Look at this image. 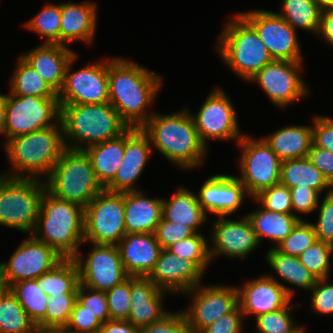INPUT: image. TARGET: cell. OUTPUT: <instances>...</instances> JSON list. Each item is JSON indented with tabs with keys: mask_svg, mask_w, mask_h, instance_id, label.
<instances>
[{
	"mask_svg": "<svg viewBox=\"0 0 333 333\" xmlns=\"http://www.w3.org/2000/svg\"><path fill=\"white\" fill-rule=\"evenodd\" d=\"M108 83L109 103L129 128H141L154 114L146 110L161 88V77L136 62L116 57L108 59Z\"/></svg>",
	"mask_w": 333,
	"mask_h": 333,
	"instance_id": "obj_1",
	"label": "cell"
},
{
	"mask_svg": "<svg viewBox=\"0 0 333 333\" xmlns=\"http://www.w3.org/2000/svg\"><path fill=\"white\" fill-rule=\"evenodd\" d=\"M154 146L179 169L200 167L206 157L207 146L201 141L188 108L172 114H154L141 127Z\"/></svg>",
	"mask_w": 333,
	"mask_h": 333,
	"instance_id": "obj_2",
	"label": "cell"
},
{
	"mask_svg": "<svg viewBox=\"0 0 333 333\" xmlns=\"http://www.w3.org/2000/svg\"><path fill=\"white\" fill-rule=\"evenodd\" d=\"M4 147L13 169L5 176L38 179L48 176L67 149L61 120L54 126L15 136L5 141Z\"/></svg>",
	"mask_w": 333,
	"mask_h": 333,
	"instance_id": "obj_3",
	"label": "cell"
},
{
	"mask_svg": "<svg viewBox=\"0 0 333 333\" xmlns=\"http://www.w3.org/2000/svg\"><path fill=\"white\" fill-rule=\"evenodd\" d=\"M60 107L65 144L69 149L85 150L119 137L129 129L109 102L60 104Z\"/></svg>",
	"mask_w": 333,
	"mask_h": 333,
	"instance_id": "obj_4",
	"label": "cell"
},
{
	"mask_svg": "<svg viewBox=\"0 0 333 333\" xmlns=\"http://www.w3.org/2000/svg\"><path fill=\"white\" fill-rule=\"evenodd\" d=\"M32 235L56 250L63 258H74L84 242V208L59 199L47 190Z\"/></svg>",
	"mask_w": 333,
	"mask_h": 333,
	"instance_id": "obj_5",
	"label": "cell"
},
{
	"mask_svg": "<svg viewBox=\"0 0 333 333\" xmlns=\"http://www.w3.org/2000/svg\"><path fill=\"white\" fill-rule=\"evenodd\" d=\"M226 23L215 49L227 67L249 81L273 58L254 27L240 13Z\"/></svg>",
	"mask_w": 333,
	"mask_h": 333,
	"instance_id": "obj_6",
	"label": "cell"
},
{
	"mask_svg": "<svg viewBox=\"0 0 333 333\" xmlns=\"http://www.w3.org/2000/svg\"><path fill=\"white\" fill-rule=\"evenodd\" d=\"M45 180L50 194L83 208L105 189L98 181L85 150L67 148Z\"/></svg>",
	"mask_w": 333,
	"mask_h": 333,
	"instance_id": "obj_7",
	"label": "cell"
},
{
	"mask_svg": "<svg viewBox=\"0 0 333 333\" xmlns=\"http://www.w3.org/2000/svg\"><path fill=\"white\" fill-rule=\"evenodd\" d=\"M46 184L38 178L0 175V225L32 234Z\"/></svg>",
	"mask_w": 333,
	"mask_h": 333,
	"instance_id": "obj_8",
	"label": "cell"
},
{
	"mask_svg": "<svg viewBox=\"0 0 333 333\" xmlns=\"http://www.w3.org/2000/svg\"><path fill=\"white\" fill-rule=\"evenodd\" d=\"M125 235L124 193L104 189L84 208V242L117 245Z\"/></svg>",
	"mask_w": 333,
	"mask_h": 333,
	"instance_id": "obj_9",
	"label": "cell"
},
{
	"mask_svg": "<svg viewBox=\"0 0 333 333\" xmlns=\"http://www.w3.org/2000/svg\"><path fill=\"white\" fill-rule=\"evenodd\" d=\"M58 98L19 96L9 92L5 108L4 136L7 140L56 125L60 121Z\"/></svg>",
	"mask_w": 333,
	"mask_h": 333,
	"instance_id": "obj_10",
	"label": "cell"
},
{
	"mask_svg": "<svg viewBox=\"0 0 333 333\" xmlns=\"http://www.w3.org/2000/svg\"><path fill=\"white\" fill-rule=\"evenodd\" d=\"M237 144L242 153L241 176L236 177L244 184L248 196L253 198L261 190L280 183L282 161L263 138L244 135Z\"/></svg>",
	"mask_w": 333,
	"mask_h": 333,
	"instance_id": "obj_11",
	"label": "cell"
},
{
	"mask_svg": "<svg viewBox=\"0 0 333 333\" xmlns=\"http://www.w3.org/2000/svg\"><path fill=\"white\" fill-rule=\"evenodd\" d=\"M77 54L68 62L64 83L58 92L60 104H101L109 102L108 59L70 71Z\"/></svg>",
	"mask_w": 333,
	"mask_h": 333,
	"instance_id": "obj_12",
	"label": "cell"
},
{
	"mask_svg": "<svg viewBox=\"0 0 333 333\" xmlns=\"http://www.w3.org/2000/svg\"><path fill=\"white\" fill-rule=\"evenodd\" d=\"M197 114L191 113L201 141L236 140L238 143L245 134L240 133L236 110L231 99L220 88L214 87Z\"/></svg>",
	"mask_w": 333,
	"mask_h": 333,
	"instance_id": "obj_13",
	"label": "cell"
},
{
	"mask_svg": "<svg viewBox=\"0 0 333 333\" xmlns=\"http://www.w3.org/2000/svg\"><path fill=\"white\" fill-rule=\"evenodd\" d=\"M256 30L273 60L303 62L297 31L275 12H239Z\"/></svg>",
	"mask_w": 333,
	"mask_h": 333,
	"instance_id": "obj_14",
	"label": "cell"
},
{
	"mask_svg": "<svg viewBox=\"0 0 333 333\" xmlns=\"http://www.w3.org/2000/svg\"><path fill=\"white\" fill-rule=\"evenodd\" d=\"M185 293L192 296V305L182 312L193 333H201L239 305L236 286L199 284Z\"/></svg>",
	"mask_w": 333,
	"mask_h": 333,
	"instance_id": "obj_15",
	"label": "cell"
},
{
	"mask_svg": "<svg viewBox=\"0 0 333 333\" xmlns=\"http://www.w3.org/2000/svg\"><path fill=\"white\" fill-rule=\"evenodd\" d=\"M63 259L56 250L31 234L21 242L8 262H0V272L10 286L22 280L38 278Z\"/></svg>",
	"mask_w": 333,
	"mask_h": 333,
	"instance_id": "obj_16",
	"label": "cell"
},
{
	"mask_svg": "<svg viewBox=\"0 0 333 333\" xmlns=\"http://www.w3.org/2000/svg\"><path fill=\"white\" fill-rule=\"evenodd\" d=\"M92 245L85 260L81 252L74 257L79 268L80 284L106 292L129 275L125 272L117 245Z\"/></svg>",
	"mask_w": 333,
	"mask_h": 333,
	"instance_id": "obj_17",
	"label": "cell"
},
{
	"mask_svg": "<svg viewBox=\"0 0 333 333\" xmlns=\"http://www.w3.org/2000/svg\"><path fill=\"white\" fill-rule=\"evenodd\" d=\"M302 64L303 62L273 60L250 78L249 82H257L275 106L285 108L310 93L299 74L303 69Z\"/></svg>",
	"mask_w": 333,
	"mask_h": 333,
	"instance_id": "obj_18",
	"label": "cell"
},
{
	"mask_svg": "<svg viewBox=\"0 0 333 333\" xmlns=\"http://www.w3.org/2000/svg\"><path fill=\"white\" fill-rule=\"evenodd\" d=\"M238 304L243 316H257L286 307L294 296V290L276 277L265 275L237 286Z\"/></svg>",
	"mask_w": 333,
	"mask_h": 333,
	"instance_id": "obj_19",
	"label": "cell"
},
{
	"mask_svg": "<svg viewBox=\"0 0 333 333\" xmlns=\"http://www.w3.org/2000/svg\"><path fill=\"white\" fill-rule=\"evenodd\" d=\"M218 218L213 221L212 229H209L213 231L210 240L212 247L209 245L211 261L218 255L244 259L259 246L260 243L247 215L238 220L226 219L225 216Z\"/></svg>",
	"mask_w": 333,
	"mask_h": 333,
	"instance_id": "obj_20",
	"label": "cell"
},
{
	"mask_svg": "<svg viewBox=\"0 0 333 333\" xmlns=\"http://www.w3.org/2000/svg\"><path fill=\"white\" fill-rule=\"evenodd\" d=\"M150 154H152V145L149 137L141 128H129L125 132L123 160L105 190L119 193L137 191L134 184L143 173Z\"/></svg>",
	"mask_w": 333,
	"mask_h": 333,
	"instance_id": "obj_21",
	"label": "cell"
},
{
	"mask_svg": "<svg viewBox=\"0 0 333 333\" xmlns=\"http://www.w3.org/2000/svg\"><path fill=\"white\" fill-rule=\"evenodd\" d=\"M205 274L193 261L162 249L154 269L147 276L161 290L185 293L202 282Z\"/></svg>",
	"mask_w": 333,
	"mask_h": 333,
	"instance_id": "obj_22",
	"label": "cell"
},
{
	"mask_svg": "<svg viewBox=\"0 0 333 333\" xmlns=\"http://www.w3.org/2000/svg\"><path fill=\"white\" fill-rule=\"evenodd\" d=\"M245 194L248 192L236 176L217 174L204 181L197 199L207 216L210 213L227 217L238 211Z\"/></svg>",
	"mask_w": 333,
	"mask_h": 333,
	"instance_id": "obj_23",
	"label": "cell"
},
{
	"mask_svg": "<svg viewBox=\"0 0 333 333\" xmlns=\"http://www.w3.org/2000/svg\"><path fill=\"white\" fill-rule=\"evenodd\" d=\"M166 292L147 276H131V303L127 320L138 330L160 321L169 313L163 307Z\"/></svg>",
	"mask_w": 333,
	"mask_h": 333,
	"instance_id": "obj_24",
	"label": "cell"
},
{
	"mask_svg": "<svg viewBox=\"0 0 333 333\" xmlns=\"http://www.w3.org/2000/svg\"><path fill=\"white\" fill-rule=\"evenodd\" d=\"M125 272L129 276H148L162 250L154 233H129L117 244Z\"/></svg>",
	"mask_w": 333,
	"mask_h": 333,
	"instance_id": "obj_25",
	"label": "cell"
},
{
	"mask_svg": "<svg viewBox=\"0 0 333 333\" xmlns=\"http://www.w3.org/2000/svg\"><path fill=\"white\" fill-rule=\"evenodd\" d=\"M76 54L68 46L42 43L20 57L58 94L64 83L67 64Z\"/></svg>",
	"mask_w": 333,
	"mask_h": 333,
	"instance_id": "obj_26",
	"label": "cell"
},
{
	"mask_svg": "<svg viewBox=\"0 0 333 333\" xmlns=\"http://www.w3.org/2000/svg\"><path fill=\"white\" fill-rule=\"evenodd\" d=\"M97 5L94 2L61 3L60 45L82 41L92 43L97 25Z\"/></svg>",
	"mask_w": 333,
	"mask_h": 333,
	"instance_id": "obj_27",
	"label": "cell"
},
{
	"mask_svg": "<svg viewBox=\"0 0 333 333\" xmlns=\"http://www.w3.org/2000/svg\"><path fill=\"white\" fill-rule=\"evenodd\" d=\"M163 198H149L140 189L124 192L125 227L129 233H154L162 218Z\"/></svg>",
	"mask_w": 333,
	"mask_h": 333,
	"instance_id": "obj_28",
	"label": "cell"
},
{
	"mask_svg": "<svg viewBox=\"0 0 333 333\" xmlns=\"http://www.w3.org/2000/svg\"><path fill=\"white\" fill-rule=\"evenodd\" d=\"M162 218L186 225L195 233H200L199 227L208 219L198 202L197 194L184 187L176 189L170 199H163Z\"/></svg>",
	"mask_w": 333,
	"mask_h": 333,
	"instance_id": "obj_29",
	"label": "cell"
},
{
	"mask_svg": "<svg viewBox=\"0 0 333 333\" xmlns=\"http://www.w3.org/2000/svg\"><path fill=\"white\" fill-rule=\"evenodd\" d=\"M281 161L308 157L312 142V126H285L263 137Z\"/></svg>",
	"mask_w": 333,
	"mask_h": 333,
	"instance_id": "obj_30",
	"label": "cell"
},
{
	"mask_svg": "<svg viewBox=\"0 0 333 333\" xmlns=\"http://www.w3.org/2000/svg\"><path fill=\"white\" fill-rule=\"evenodd\" d=\"M89 155L94 172L105 188L116 175L125 151V133L119 137L101 142L85 149Z\"/></svg>",
	"mask_w": 333,
	"mask_h": 333,
	"instance_id": "obj_31",
	"label": "cell"
},
{
	"mask_svg": "<svg viewBox=\"0 0 333 333\" xmlns=\"http://www.w3.org/2000/svg\"><path fill=\"white\" fill-rule=\"evenodd\" d=\"M250 219L257 239H270L277 245L290 233L293 227L302 218L296 214H284L264 209L261 205L258 209L247 214Z\"/></svg>",
	"mask_w": 333,
	"mask_h": 333,
	"instance_id": "obj_32",
	"label": "cell"
},
{
	"mask_svg": "<svg viewBox=\"0 0 333 333\" xmlns=\"http://www.w3.org/2000/svg\"><path fill=\"white\" fill-rule=\"evenodd\" d=\"M280 183L290 188H313L320 194L331 184L308 157L282 161Z\"/></svg>",
	"mask_w": 333,
	"mask_h": 333,
	"instance_id": "obj_33",
	"label": "cell"
},
{
	"mask_svg": "<svg viewBox=\"0 0 333 333\" xmlns=\"http://www.w3.org/2000/svg\"><path fill=\"white\" fill-rule=\"evenodd\" d=\"M38 287L49 297L62 293H77L79 268L74 258H64L53 269L35 279Z\"/></svg>",
	"mask_w": 333,
	"mask_h": 333,
	"instance_id": "obj_34",
	"label": "cell"
},
{
	"mask_svg": "<svg viewBox=\"0 0 333 333\" xmlns=\"http://www.w3.org/2000/svg\"><path fill=\"white\" fill-rule=\"evenodd\" d=\"M269 266L285 282L294 284L301 289L311 290L317 278L300 262L298 257L281 253L271 247L266 254Z\"/></svg>",
	"mask_w": 333,
	"mask_h": 333,
	"instance_id": "obj_35",
	"label": "cell"
},
{
	"mask_svg": "<svg viewBox=\"0 0 333 333\" xmlns=\"http://www.w3.org/2000/svg\"><path fill=\"white\" fill-rule=\"evenodd\" d=\"M281 12H275L295 30L318 34L322 8L313 0H282ZM297 28V29H296Z\"/></svg>",
	"mask_w": 333,
	"mask_h": 333,
	"instance_id": "obj_36",
	"label": "cell"
},
{
	"mask_svg": "<svg viewBox=\"0 0 333 333\" xmlns=\"http://www.w3.org/2000/svg\"><path fill=\"white\" fill-rule=\"evenodd\" d=\"M30 320L37 328L45 329V314L48 296L37 285L35 279L22 280L9 286Z\"/></svg>",
	"mask_w": 333,
	"mask_h": 333,
	"instance_id": "obj_37",
	"label": "cell"
},
{
	"mask_svg": "<svg viewBox=\"0 0 333 333\" xmlns=\"http://www.w3.org/2000/svg\"><path fill=\"white\" fill-rule=\"evenodd\" d=\"M10 79V93L19 96L32 95L41 98H58L50 85L21 57Z\"/></svg>",
	"mask_w": 333,
	"mask_h": 333,
	"instance_id": "obj_38",
	"label": "cell"
},
{
	"mask_svg": "<svg viewBox=\"0 0 333 333\" xmlns=\"http://www.w3.org/2000/svg\"><path fill=\"white\" fill-rule=\"evenodd\" d=\"M37 327L8 289L0 298V333H32Z\"/></svg>",
	"mask_w": 333,
	"mask_h": 333,
	"instance_id": "obj_39",
	"label": "cell"
},
{
	"mask_svg": "<svg viewBox=\"0 0 333 333\" xmlns=\"http://www.w3.org/2000/svg\"><path fill=\"white\" fill-rule=\"evenodd\" d=\"M61 3H47L35 17L25 23L24 26L36 32L41 38L45 37L43 43L60 44V20Z\"/></svg>",
	"mask_w": 333,
	"mask_h": 333,
	"instance_id": "obj_40",
	"label": "cell"
},
{
	"mask_svg": "<svg viewBox=\"0 0 333 333\" xmlns=\"http://www.w3.org/2000/svg\"><path fill=\"white\" fill-rule=\"evenodd\" d=\"M207 239L200 233L182 239L167 248L180 258L193 261L204 273L211 263Z\"/></svg>",
	"mask_w": 333,
	"mask_h": 333,
	"instance_id": "obj_41",
	"label": "cell"
},
{
	"mask_svg": "<svg viewBox=\"0 0 333 333\" xmlns=\"http://www.w3.org/2000/svg\"><path fill=\"white\" fill-rule=\"evenodd\" d=\"M332 253V244L318 240L302 252L298 258L317 279H329Z\"/></svg>",
	"mask_w": 333,
	"mask_h": 333,
	"instance_id": "obj_42",
	"label": "cell"
},
{
	"mask_svg": "<svg viewBox=\"0 0 333 333\" xmlns=\"http://www.w3.org/2000/svg\"><path fill=\"white\" fill-rule=\"evenodd\" d=\"M316 241L318 239L312 223L302 219L282 242L278 245L275 244V248L283 254L298 257Z\"/></svg>",
	"mask_w": 333,
	"mask_h": 333,
	"instance_id": "obj_43",
	"label": "cell"
},
{
	"mask_svg": "<svg viewBox=\"0 0 333 333\" xmlns=\"http://www.w3.org/2000/svg\"><path fill=\"white\" fill-rule=\"evenodd\" d=\"M76 301L77 293L49 296L45 314V329H64Z\"/></svg>",
	"mask_w": 333,
	"mask_h": 333,
	"instance_id": "obj_44",
	"label": "cell"
},
{
	"mask_svg": "<svg viewBox=\"0 0 333 333\" xmlns=\"http://www.w3.org/2000/svg\"><path fill=\"white\" fill-rule=\"evenodd\" d=\"M295 306L289 303L277 311L266 313L255 318L256 327L261 333H297L302 326L294 323L291 311Z\"/></svg>",
	"mask_w": 333,
	"mask_h": 333,
	"instance_id": "obj_45",
	"label": "cell"
},
{
	"mask_svg": "<svg viewBox=\"0 0 333 333\" xmlns=\"http://www.w3.org/2000/svg\"><path fill=\"white\" fill-rule=\"evenodd\" d=\"M253 199L269 211L294 214L292 210V199L287 186L278 183L261 190Z\"/></svg>",
	"mask_w": 333,
	"mask_h": 333,
	"instance_id": "obj_46",
	"label": "cell"
},
{
	"mask_svg": "<svg viewBox=\"0 0 333 333\" xmlns=\"http://www.w3.org/2000/svg\"><path fill=\"white\" fill-rule=\"evenodd\" d=\"M105 293L110 319H127L131 303V276Z\"/></svg>",
	"mask_w": 333,
	"mask_h": 333,
	"instance_id": "obj_47",
	"label": "cell"
},
{
	"mask_svg": "<svg viewBox=\"0 0 333 333\" xmlns=\"http://www.w3.org/2000/svg\"><path fill=\"white\" fill-rule=\"evenodd\" d=\"M102 323L95 314L76 301L63 331L65 333H98Z\"/></svg>",
	"mask_w": 333,
	"mask_h": 333,
	"instance_id": "obj_48",
	"label": "cell"
},
{
	"mask_svg": "<svg viewBox=\"0 0 333 333\" xmlns=\"http://www.w3.org/2000/svg\"><path fill=\"white\" fill-rule=\"evenodd\" d=\"M77 302L95 314L103 323L110 320L106 293L79 284Z\"/></svg>",
	"mask_w": 333,
	"mask_h": 333,
	"instance_id": "obj_49",
	"label": "cell"
},
{
	"mask_svg": "<svg viewBox=\"0 0 333 333\" xmlns=\"http://www.w3.org/2000/svg\"><path fill=\"white\" fill-rule=\"evenodd\" d=\"M319 201L321 202L318 204L320 206H317L318 220L312 225L319 241L333 245V193L326 191L325 197Z\"/></svg>",
	"mask_w": 333,
	"mask_h": 333,
	"instance_id": "obj_50",
	"label": "cell"
},
{
	"mask_svg": "<svg viewBox=\"0 0 333 333\" xmlns=\"http://www.w3.org/2000/svg\"><path fill=\"white\" fill-rule=\"evenodd\" d=\"M194 234L195 232L190 227L168 222L163 218H161L160 223L154 231V235L162 249H167L176 242L191 237Z\"/></svg>",
	"mask_w": 333,
	"mask_h": 333,
	"instance_id": "obj_51",
	"label": "cell"
},
{
	"mask_svg": "<svg viewBox=\"0 0 333 333\" xmlns=\"http://www.w3.org/2000/svg\"><path fill=\"white\" fill-rule=\"evenodd\" d=\"M139 333H193L182 311L170 312L160 321L139 329Z\"/></svg>",
	"mask_w": 333,
	"mask_h": 333,
	"instance_id": "obj_52",
	"label": "cell"
},
{
	"mask_svg": "<svg viewBox=\"0 0 333 333\" xmlns=\"http://www.w3.org/2000/svg\"><path fill=\"white\" fill-rule=\"evenodd\" d=\"M328 278L317 279L311 292V309L321 315L333 314V283Z\"/></svg>",
	"mask_w": 333,
	"mask_h": 333,
	"instance_id": "obj_53",
	"label": "cell"
},
{
	"mask_svg": "<svg viewBox=\"0 0 333 333\" xmlns=\"http://www.w3.org/2000/svg\"><path fill=\"white\" fill-rule=\"evenodd\" d=\"M292 210L297 214L311 213L317 209L321 194L313 188H290Z\"/></svg>",
	"mask_w": 333,
	"mask_h": 333,
	"instance_id": "obj_54",
	"label": "cell"
},
{
	"mask_svg": "<svg viewBox=\"0 0 333 333\" xmlns=\"http://www.w3.org/2000/svg\"><path fill=\"white\" fill-rule=\"evenodd\" d=\"M313 124V145L333 152V119L317 115L314 116Z\"/></svg>",
	"mask_w": 333,
	"mask_h": 333,
	"instance_id": "obj_55",
	"label": "cell"
},
{
	"mask_svg": "<svg viewBox=\"0 0 333 333\" xmlns=\"http://www.w3.org/2000/svg\"><path fill=\"white\" fill-rule=\"evenodd\" d=\"M243 313L239 305L230 313L206 327L201 333H241L244 326Z\"/></svg>",
	"mask_w": 333,
	"mask_h": 333,
	"instance_id": "obj_56",
	"label": "cell"
},
{
	"mask_svg": "<svg viewBox=\"0 0 333 333\" xmlns=\"http://www.w3.org/2000/svg\"><path fill=\"white\" fill-rule=\"evenodd\" d=\"M308 158L312 164L333 184V152L312 144Z\"/></svg>",
	"mask_w": 333,
	"mask_h": 333,
	"instance_id": "obj_57",
	"label": "cell"
},
{
	"mask_svg": "<svg viewBox=\"0 0 333 333\" xmlns=\"http://www.w3.org/2000/svg\"><path fill=\"white\" fill-rule=\"evenodd\" d=\"M98 333H139V330L127 319H110L102 323Z\"/></svg>",
	"mask_w": 333,
	"mask_h": 333,
	"instance_id": "obj_58",
	"label": "cell"
},
{
	"mask_svg": "<svg viewBox=\"0 0 333 333\" xmlns=\"http://www.w3.org/2000/svg\"><path fill=\"white\" fill-rule=\"evenodd\" d=\"M317 35H321L325 42L333 46V7L322 9L320 28Z\"/></svg>",
	"mask_w": 333,
	"mask_h": 333,
	"instance_id": "obj_59",
	"label": "cell"
},
{
	"mask_svg": "<svg viewBox=\"0 0 333 333\" xmlns=\"http://www.w3.org/2000/svg\"><path fill=\"white\" fill-rule=\"evenodd\" d=\"M6 102L7 94L0 93V134L2 135H4Z\"/></svg>",
	"mask_w": 333,
	"mask_h": 333,
	"instance_id": "obj_60",
	"label": "cell"
},
{
	"mask_svg": "<svg viewBox=\"0 0 333 333\" xmlns=\"http://www.w3.org/2000/svg\"><path fill=\"white\" fill-rule=\"evenodd\" d=\"M9 289V286L7 284V281L2 276V273L0 272V298L5 294V292Z\"/></svg>",
	"mask_w": 333,
	"mask_h": 333,
	"instance_id": "obj_61",
	"label": "cell"
},
{
	"mask_svg": "<svg viewBox=\"0 0 333 333\" xmlns=\"http://www.w3.org/2000/svg\"><path fill=\"white\" fill-rule=\"evenodd\" d=\"M32 333H65L63 329H41L36 328Z\"/></svg>",
	"mask_w": 333,
	"mask_h": 333,
	"instance_id": "obj_62",
	"label": "cell"
},
{
	"mask_svg": "<svg viewBox=\"0 0 333 333\" xmlns=\"http://www.w3.org/2000/svg\"><path fill=\"white\" fill-rule=\"evenodd\" d=\"M315 3H317L322 9L333 7V0H313Z\"/></svg>",
	"mask_w": 333,
	"mask_h": 333,
	"instance_id": "obj_63",
	"label": "cell"
},
{
	"mask_svg": "<svg viewBox=\"0 0 333 333\" xmlns=\"http://www.w3.org/2000/svg\"><path fill=\"white\" fill-rule=\"evenodd\" d=\"M304 330H305L304 327H302L297 333H305Z\"/></svg>",
	"mask_w": 333,
	"mask_h": 333,
	"instance_id": "obj_64",
	"label": "cell"
},
{
	"mask_svg": "<svg viewBox=\"0 0 333 333\" xmlns=\"http://www.w3.org/2000/svg\"><path fill=\"white\" fill-rule=\"evenodd\" d=\"M331 192L333 193V184L331 185Z\"/></svg>",
	"mask_w": 333,
	"mask_h": 333,
	"instance_id": "obj_65",
	"label": "cell"
}]
</instances>
